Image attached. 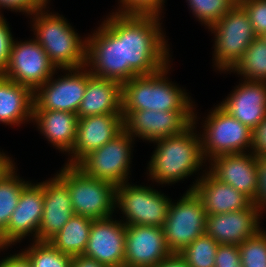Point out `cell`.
I'll return each instance as SVG.
<instances>
[{
    "instance_id": "11",
    "label": "cell",
    "mask_w": 266,
    "mask_h": 267,
    "mask_svg": "<svg viewBox=\"0 0 266 267\" xmlns=\"http://www.w3.org/2000/svg\"><path fill=\"white\" fill-rule=\"evenodd\" d=\"M84 42L87 43L86 62L96 67V72H90L92 75L121 84L138 76L129 66H122L121 38L106 23Z\"/></svg>"
},
{
    "instance_id": "12",
    "label": "cell",
    "mask_w": 266,
    "mask_h": 267,
    "mask_svg": "<svg viewBox=\"0 0 266 267\" xmlns=\"http://www.w3.org/2000/svg\"><path fill=\"white\" fill-rule=\"evenodd\" d=\"M128 219L125 225L163 227L170 201L151 188L118 185L116 202Z\"/></svg>"
},
{
    "instance_id": "39",
    "label": "cell",
    "mask_w": 266,
    "mask_h": 267,
    "mask_svg": "<svg viewBox=\"0 0 266 267\" xmlns=\"http://www.w3.org/2000/svg\"><path fill=\"white\" fill-rule=\"evenodd\" d=\"M47 0H0V6L9 7L14 10L25 11L29 13H35L38 15V11H42L43 6H46Z\"/></svg>"
},
{
    "instance_id": "24",
    "label": "cell",
    "mask_w": 266,
    "mask_h": 267,
    "mask_svg": "<svg viewBox=\"0 0 266 267\" xmlns=\"http://www.w3.org/2000/svg\"><path fill=\"white\" fill-rule=\"evenodd\" d=\"M122 114V84L91 75L77 111L78 118Z\"/></svg>"
},
{
    "instance_id": "2",
    "label": "cell",
    "mask_w": 266,
    "mask_h": 267,
    "mask_svg": "<svg viewBox=\"0 0 266 267\" xmlns=\"http://www.w3.org/2000/svg\"><path fill=\"white\" fill-rule=\"evenodd\" d=\"M166 69L122 84V115L128 110L192 111L186 94L163 78Z\"/></svg>"
},
{
    "instance_id": "17",
    "label": "cell",
    "mask_w": 266,
    "mask_h": 267,
    "mask_svg": "<svg viewBox=\"0 0 266 267\" xmlns=\"http://www.w3.org/2000/svg\"><path fill=\"white\" fill-rule=\"evenodd\" d=\"M43 183L37 185L27 184L21 192L18 205L13 211L6 229L0 234V245L3 247L21 240L32 231L36 234L43 214Z\"/></svg>"
},
{
    "instance_id": "15",
    "label": "cell",
    "mask_w": 266,
    "mask_h": 267,
    "mask_svg": "<svg viewBox=\"0 0 266 267\" xmlns=\"http://www.w3.org/2000/svg\"><path fill=\"white\" fill-rule=\"evenodd\" d=\"M77 73L65 76L52 83L48 79L41 88V93L33 95V110H54L66 111L77 114L81 100L84 97L88 78L92 75L89 72ZM50 82V83H49ZM48 83V85H47ZM45 85V87H44ZM43 91V92H42Z\"/></svg>"
},
{
    "instance_id": "19",
    "label": "cell",
    "mask_w": 266,
    "mask_h": 267,
    "mask_svg": "<svg viewBox=\"0 0 266 267\" xmlns=\"http://www.w3.org/2000/svg\"><path fill=\"white\" fill-rule=\"evenodd\" d=\"M258 207L252 202L247 208L206 216V234L219 244L240 245L258 231Z\"/></svg>"
},
{
    "instance_id": "1",
    "label": "cell",
    "mask_w": 266,
    "mask_h": 267,
    "mask_svg": "<svg viewBox=\"0 0 266 267\" xmlns=\"http://www.w3.org/2000/svg\"><path fill=\"white\" fill-rule=\"evenodd\" d=\"M158 15L119 14L106 24L121 38L122 66L138 76L154 74L166 67L167 48L159 31Z\"/></svg>"
},
{
    "instance_id": "33",
    "label": "cell",
    "mask_w": 266,
    "mask_h": 267,
    "mask_svg": "<svg viewBox=\"0 0 266 267\" xmlns=\"http://www.w3.org/2000/svg\"><path fill=\"white\" fill-rule=\"evenodd\" d=\"M193 12L209 27L213 26L235 3L232 0H188Z\"/></svg>"
},
{
    "instance_id": "27",
    "label": "cell",
    "mask_w": 266,
    "mask_h": 267,
    "mask_svg": "<svg viewBox=\"0 0 266 267\" xmlns=\"http://www.w3.org/2000/svg\"><path fill=\"white\" fill-rule=\"evenodd\" d=\"M92 221L81 215L73 214L49 242L61 253L71 257L83 255L89 239Z\"/></svg>"
},
{
    "instance_id": "18",
    "label": "cell",
    "mask_w": 266,
    "mask_h": 267,
    "mask_svg": "<svg viewBox=\"0 0 266 267\" xmlns=\"http://www.w3.org/2000/svg\"><path fill=\"white\" fill-rule=\"evenodd\" d=\"M123 130L122 114H102L79 118L76 140L71 150L75 155V160L72 158L69 165H77L86 155L99 149Z\"/></svg>"
},
{
    "instance_id": "31",
    "label": "cell",
    "mask_w": 266,
    "mask_h": 267,
    "mask_svg": "<svg viewBox=\"0 0 266 267\" xmlns=\"http://www.w3.org/2000/svg\"><path fill=\"white\" fill-rule=\"evenodd\" d=\"M24 254L33 267H70L72 257L61 253L49 241H36Z\"/></svg>"
},
{
    "instance_id": "3",
    "label": "cell",
    "mask_w": 266,
    "mask_h": 267,
    "mask_svg": "<svg viewBox=\"0 0 266 267\" xmlns=\"http://www.w3.org/2000/svg\"><path fill=\"white\" fill-rule=\"evenodd\" d=\"M194 124L181 134L156 140L157 150L150 161V173L157 182H175L192 174L204 156L201 140L193 135ZM197 138V139H196Z\"/></svg>"
},
{
    "instance_id": "14",
    "label": "cell",
    "mask_w": 266,
    "mask_h": 267,
    "mask_svg": "<svg viewBox=\"0 0 266 267\" xmlns=\"http://www.w3.org/2000/svg\"><path fill=\"white\" fill-rule=\"evenodd\" d=\"M171 254L166 245L163 227L125 225L124 265L154 267Z\"/></svg>"
},
{
    "instance_id": "30",
    "label": "cell",
    "mask_w": 266,
    "mask_h": 267,
    "mask_svg": "<svg viewBox=\"0 0 266 267\" xmlns=\"http://www.w3.org/2000/svg\"><path fill=\"white\" fill-rule=\"evenodd\" d=\"M218 247L219 243L205 233L178 254L188 267H214Z\"/></svg>"
},
{
    "instance_id": "35",
    "label": "cell",
    "mask_w": 266,
    "mask_h": 267,
    "mask_svg": "<svg viewBox=\"0 0 266 267\" xmlns=\"http://www.w3.org/2000/svg\"><path fill=\"white\" fill-rule=\"evenodd\" d=\"M214 267H243L238 245L219 244Z\"/></svg>"
},
{
    "instance_id": "37",
    "label": "cell",
    "mask_w": 266,
    "mask_h": 267,
    "mask_svg": "<svg viewBox=\"0 0 266 267\" xmlns=\"http://www.w3.org/2000/svg\"><path fill=\"white\" fill-rule=\"evenodd\" d=\"M12 43L10 30L5 20L0 16V74L5 71L8 65Z\"/></svg>"
},
{
    "instance_id": "26",
    "label": "cell",
    "mask_w": 266,
    "mask_h": 267,
    "mask_svg": "<svg viewBox=\"0 0 266 267\" xmlns=\"http://www.w3.org/2000/svg\"><path fill=\"white\" fill-rule=\"evenodd\" d=\"M34 93L21 84L0 74V121L6 124L20 123L32 117Z\"/></svg>"
},
{
    "instance_id": "6",
    "label": "cell",
    "mask_w": 266,
    "mask_h": 267,
    "mask_svg": "<svg viewBox=\"0 0 266 267\" xmlns=\"http://www.w3.org/2000/svg\"><path fill=\"white\" fill-rule=\"evenodd\" d=\"M206 212L201 199L192 191L177 203H169L163 226L165 241L172 254L180 253L206 232Z\"/></svg>"
},
{
    "instance_id": "28",
    "label": "cell",
    "mask_w": 266,
    "mask_h": 267,
    "mask_svg": "<svg viewBox=\"0 0 266 267\" xmlns=\"http://www.w3.org/2000/svg\"><path fill=\"white\" fill-rule=\"evenodd\" d=\"M231 69L244 74L247 81H266V39L256 36Z\"/></svg>"
},
{
    "instance_id": "16",
    "label": "cell",
    "mask_w": 266,
    "mask_h": 267,
    "mask_svg": "<svg viewBox=\"0 0 266 267\" xmlns=\"http://www.w3.org/2000/svg\"><path fill=\"white\" fill-rule=\"evenodd\" d=\"M109 218L92 221L83 255L109 267H119L125 260V224Z\"/></svg>"
},
{
    "instance_id": "22",
    "label": "cell",
    "mask_w": 266,
    "mask_h": 267,
    "mask_svg": "<svg viewBox=\"0 0 266 267\" xmlns=\"http://www.w3.org/2000/svg\"><path fill=\"white\" fill-rule=\"evenodd\" d=\"M220 106L254 131L266 118L265 81H245Z\"/></svg>"
},
{
    "instance_id": "13",
    "label": "cell",
    "mask_w": 266,
    "mask_h": 267,
    "mask_svg": "<svg viewBox=\"0 0 266 267\" xmlns=\"http://www.w3.org/2000/svg\"><path fill=\"white\" fill-rule=\"evenodd\" d=\"M123 117L128 134L151 141L181 134L195 123L192 111L128 110Z\"/></svg>"
},
{
    "instance_id": "43",
    "label": "cell",
    "mask_w": 266,
    "mask_h": 267,
    "mask_svg": "<svg viewBox=\"0 0 266 267\" xmlns=\"http://www.w3.org/2000/svg\"><path fill=\"white\" fill-rule=\"evenodd\" d=\"M154 267H188V265L179 254H171L167 259Z\"/></svg>"
},
{
    "instance_id": "41",
    "label": "cell",
    "mask_w": 266,
    "mask_h": 267,
    "mask_svg": "<svg viewBox=\"0 0 266 267\" xmlns=\"http://www.w3.org/2000/svg\"><path fill=\"white\" fill-rule=\"evenodd\" d=\"M0 267H33L28 257L21 254L7 257L0 263Z\"/></svg>"
},
{
    "instance_id": "29",
    "label": "cell",
    "mask_w": 266,
    "mask_h": 267,
    "mask_svg": "<svg viewBox=\"0 0 266 267\" xmlns=\"http://www.w3.org/2000/svg\"><path fill=\"white\" fill-rule=\"evenodd\" d=\"M14 167L0 179V234L6 229L18 205L22 189L28 184L15 177Z\"/></svg>"
},
{
    "instance_id": "42",
    "label": "cell",
    "mask_w": 266,
    "mask_h": 267,
    "mask_svg": "<svg viewBox=\"0 0 266 267\" xmlns=\"http://www.w3.org/2000/svg\"><path fill=\"white\" fill-rule=\"evenodd\" d=\"M70 267H109V266L99 263L95 259L86 257L84 255H77L72 257Z\"/></svg>"
},
{
    "instance_id": "7",
    "label": "cell",
    "mask_w": 266,
    "mask_h": 267,
    "mask_svg": "<svg viewBox=\"0 0 266 267\" xmlns=\"http://www.w3.org/2000/svg\"><path fill=\"white\" fill-rule=\"evenodd\" d=\"M212 28L217 36V65L220 69L231 70L256 37L249 16L240 4H235Z\"/></svg>"
},
{
    "instance_id": "10",
    "label": "cell",
    "mask_w": 266,
    "mask_h": 267,
    "mask_svg": "<svg viewBox=\"0 0 266 267\" xmlns=\"http://www.w3.org/2000/svg\"><path fill=\"white\" fill-rule=\"evenodd\" d=\"M54 69L55 65L36 40L21 44L13 41L8 65L1 75L36 93L51 79Z\"/></svg>"
},
{
    "instance_id": "32",
    "label": "cell",
    "mask_w": 266,
    "mask_h": 267,
    "mask_svg": "<svg viewBox=\"0 0 266 267\" xmlns=\"http://www.w3.org/2000/svg\"><path fill=\"white\" fill-rule=\"evenodd\" d=\"M240 259L243 267H266V233L259 230L253 237L240 245Z\"/></svg>"
},
{
    "instance_id": "23",
    "label": "cell",
    "mask_w": 266,
    "mask_h": 267,
    "mask_svg": "<svg viewBox=\"0 0 266 267\" xmlns=\"http://www.w3.org/2000/svg\"><path fill=\"white\" fill-rule=\"evenodd\" d=\"M192 190L201 199L206 215L239 211L252 203L242 192L219 181L210 172L190 189Z\"/></svg>"
},
{
    "instance_id": "5",
    "label": "cell",
    "mask_w": 266,
    "mask_h": 267,
    "mask_svg": "<svg viewBox=\"0 0 266 267\" xmlns=\"http://www.w3.org/2000/svg\"><path fill=\"white\" fill-rule=\"evenodd\" d=\"M36 17L35 39L47 53L50 61L55 67L64 70H76L87 65V45L82 43L78 35L62 17L40 13Z\"/></svg>"
},
{
    "instance_id": "4",
    "label": "cell",
    "mask_w": 266,
    "mask_h": 267,
    "mask_svg": "<svg viewBox=\"0 0 266 267\" xmlns=\"http://www.w3.org/2000/svg\"><path fill=\"white\" fill-rule=\"evenodd\" d=\"M66 166L57 176L68 187L74 214L91 220L110 217L116 202L117 186L90 177L76 165Z\"/></svg>"
},
{
    "instance_id": "9",
    "label": "cell",
    "mask_w": 266,
    "mask_h": 267,
    "mask_svg": "<svg viewBox=\"0 0 266 267\" xmlns=\"http://www.w3.org/2000/svg\"><path fill=\"white\" fill-rule=\"evenodd\" d=\"M132 137L125 130L115 138L90 152L76 166L90 177L116 186L124 184L130 163Z\"/></svg>"
},
{
    "instance_id": "40",
    "label": "cell",
    "mask_w": 266,
    "mask_h": 267,
    "mask_svg": "<svg viewBox=\"0 0 266 267\" xmlns=\"http://www.w3.org/2000/svg\"><path fill=\"white\" fill-rule=\"evenodd\" d=\"M253 149L257 156L266 155V118L254 130Z\"/></svg>"
},
{
    "instance_id": "44",
    "label": "cell",
    "mask_w": 266,
    "mask_h": 267,
    "mask_svg": "<svg viewBox=\"0 0 266 267\" xmlns=\"http://www.w3.org/2000/svg\"><path fill=\"white\" fill-rule=\"evenodd\" d=\"M8 158L9 157L0 154V179L4 177L7 172H9L13 168V164Z\"/></svg>"
},
{
    "instance_id": "21",
    "label": "cell",
    "mask_w": 266,
    "mask_h": 267,
    "mask_svg": "<svg viewBox=\"0 0 266 267\" xmlns=\"http://www.w3.org/2000/svg\"><path fill=\"white\" fill-rule=\"evenodd\" d=\"M43 196V214L37 241H49L74 214L68 187L58 176L43 182Z\"/></svg>"
},
{
    "instance_id": "38",
    "label": "cell",
    "mask_w": 266,
    "mask_h": 267,
    "mask_svg": "<svg viewBox=\"0 0 266 267\" xmlns=\"http://www.w3.org/2000/svg\"><path fill=\"white\" fill-rule=\"evenodd\" d=\"M258 186L256 200L253 202L258 208L266 204V155L257 156Z\"/></svg>"
},
{
    "instance_id": "20",
    "label": "cell",
    "mask_w": 266,
    "mask_h": 267,
    "mask_svg": "<svg viewBox=\"0 0 266 267\" xmlns=\"http://www.w3.org/2000/svg\"><path fill=\"white\" fill-rule=\"evenodd\" d=\"M210 173L219 181L242 192L252 202L256 200L258 186L257 155L235 153L214 157Z\"/></svg>"
},
{
    "instance_id": "8",
    "label": "cell",
    "mask_w": 266,
    "mask_h": 267,
    "mask_svg": "<svg viewBox=\"0 0 266 267\" xmlns=\"http://www.w3.org/2000/svg\"><path fill=\"white\" fill-rule=\"evenodd\" d=\"M202 143L203 156L217 157L243 153L242 149L253 147L254 131L231 116L221 106L209 115ZM204 144V145H203ZM249 144V145H248ZM207 153V154H206Z\"/></svg>"
},
{
    "instance_id": "25",
    "label": "cell",
    "mask_w": 266,
    "mask_h": 267,
    "mask_svg": "<svg viewBox=\"0 0 266 267\" xmlns=\"http://www.w3.org/2000/svg\"><path fill=\"white\" fill-rule=\"evenodd\" d=\"M32 117L53 145L65 151L73 149L79 121L77 114L66 111L33 110Z\"/></svg>"
},
{
    "instance_id": "34",
    "label": "cell",
    "mask_w": 266,
    "mask_h": 267,
    "mask_svg": "<svg viewBox=\"0 0 266 267\" xmlns=\"http://www.w3.org/2000/svg\"><path fill=\"white\" fill-rule=\"evenodd\" d=\"M239 4L249 16L256 36L266 34V0H240Z\"/></svg>"
},
{
    "instance_id": "45",
    "label": "cell",
    "mask_w": 266,
    "mask_h": 267,
    "mask_svg": "<svg viewBox=\"0 0 266 267\" xmlns=\"http://www.w3.org/2000/svg\"><path fill=\"white\" fill-rule=\"evenodd\" d=\"M235 4H239L240 0H232Z\"/></svg>"
},
{
    "instance_id": "36",
    "label": "cell",
    "mask_w": 266,
    "mask_h": 267,
    "mask_svg": "<svg viewBox=\"0 0 266 267\" xmlns=\"http://www.w3.org/2000/svg\"><path fill=\"white\" fill-rule=\"evenodd\" d=\"M125 10L121 14H153L159 15L163 0H121Z\"/></svg>"
}]
</instances>
